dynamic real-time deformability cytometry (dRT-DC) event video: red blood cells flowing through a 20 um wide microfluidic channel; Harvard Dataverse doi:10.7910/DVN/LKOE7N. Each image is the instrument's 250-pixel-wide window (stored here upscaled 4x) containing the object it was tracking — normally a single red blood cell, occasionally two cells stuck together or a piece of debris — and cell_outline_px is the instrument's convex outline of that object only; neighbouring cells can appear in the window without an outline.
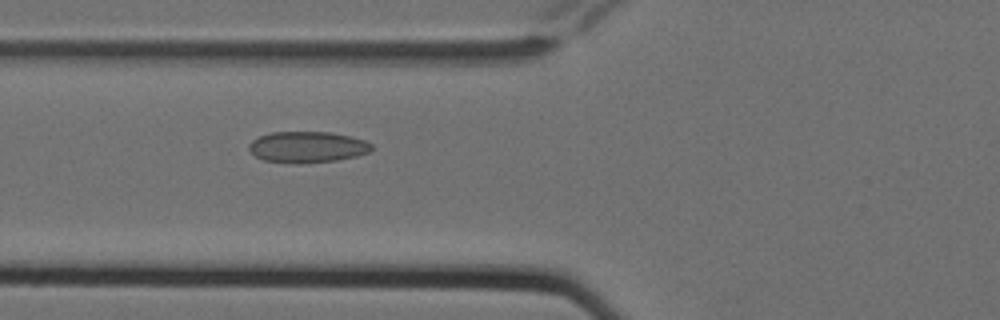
{"species": "Egyptian fruit bat (a non-hibernating species)", "species_latin": "Rousettus aegyptiacus", "temperature_condition": "cold", "stored_images_in_passage": 7, "camera_frame_rate_fps": 3000, "um_per_image_px": 0.085, "animal": {"sex": "female"}, "frame": {"image": 1, "passage_image": 7, "time_ms": 2.0, "image_size_px": [1000, 320], "cell_outline_px": [[372, 148], [368, 152], [356, 156], [336, 160], [304, 164], [296, 164], [264, 160], [256, 156], [248, 148], [248, 144], [252, 140], [260, 136], [272, 132], [328, 132], [348, 136], [364, 140], [372, 144]], "centroid_in_image_um": [26.1, 12.51], "position_along_channel_um": 99.7, "area_um2": 22.2}}